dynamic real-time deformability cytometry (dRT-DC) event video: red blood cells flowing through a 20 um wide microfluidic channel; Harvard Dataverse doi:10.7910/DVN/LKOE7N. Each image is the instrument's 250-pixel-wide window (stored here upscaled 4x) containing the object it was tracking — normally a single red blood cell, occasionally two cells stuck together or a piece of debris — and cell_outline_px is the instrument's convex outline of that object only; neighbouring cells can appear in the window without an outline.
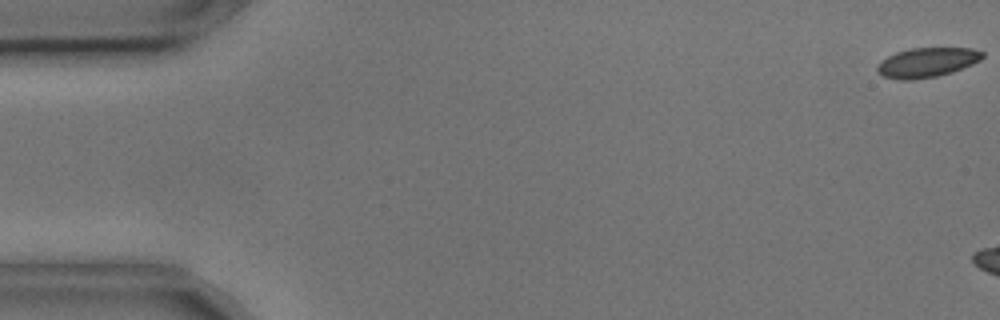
{"species": "common noctule bat (a hibernating species)", "species_latin": "Nyctalus noctula", "temperature_condition": "cold", "stored_images_in_passage": 3, "camera_frame_rate_fps": 3000, "um_per_image_px": 0.085, "animal": {"sex": "male", "body_mass_g": 17.9, "forearm_length_mm": 54.2}, "frame": {"image": 1, "passage_image": 1, "time_ms": 0.0, "image_size_px": [1000, 320], "cell_outline_px": [[984, 56], [980, 60], [972, 64], [952, 72], [936, 76], [912, 80], [900, 80], [884, 76], [876, 72], [876, 68], [880, 60], [896, 52], [912, 48], [972, 48], [984, 52]], "centroid_in_image_um": [78.77, 5.3], "position_along_channel_um": 6.2, "area_um2": 18.15}}